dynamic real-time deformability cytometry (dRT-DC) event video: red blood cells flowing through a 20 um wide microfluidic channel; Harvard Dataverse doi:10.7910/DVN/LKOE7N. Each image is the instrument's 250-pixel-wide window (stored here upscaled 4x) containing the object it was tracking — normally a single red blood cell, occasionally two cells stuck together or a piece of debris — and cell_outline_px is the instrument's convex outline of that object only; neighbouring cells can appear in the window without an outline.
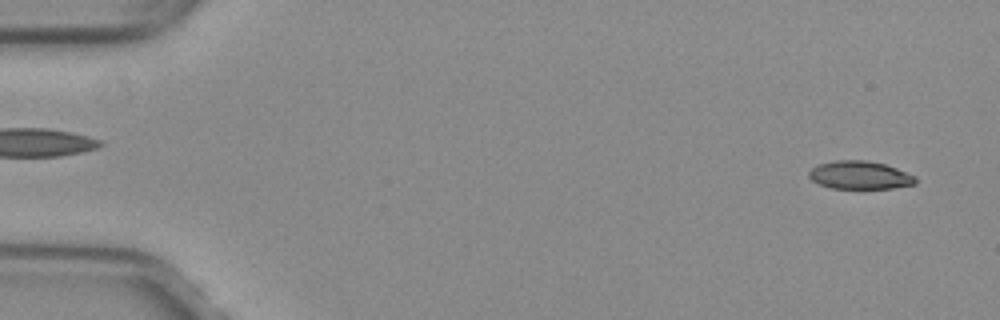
{"species": "common noctule bat (a hibernating species)", "species_latin": "Nyctalus noctula", "temperature_condition": "warm", "stored_images_in_passage": 51, "camera_frame_rate_fps": 3000, "um_per_image_px": 0.085, "animal": {"sex": "female", "body_mass_g": 29.2, "forearm_length_mm": 56.3}, "frame": {"image": 1, "passage_image": 2, "time_ms": 0.333, "image_size_px": [1000, 320], "cell_outline_px": [[916, 184], [892, 188], [832, 188], [820, 184], [812, 180], [808, 176], [808, 172], [812, 168], [820, 164], [836, 160], [868, 160], [884, 164], [896, 168], [916, 176]], "centroid_in_image_um": [73.1, 14.88], "position_along_channel_um": 11.9, "area_um2": 17.34}}
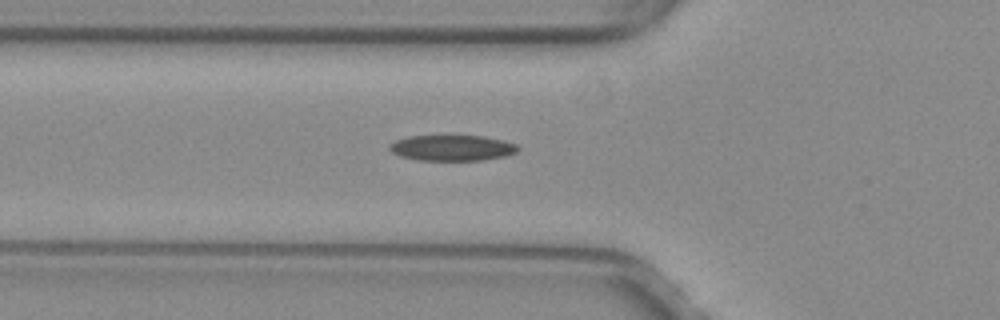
{"frame": {"image": 2, "passage_image": 18, "time_ms": 5.667, "image_size_px": [1000, 320], "cell_outline_px": [[520, 148], [516, 152], [504, 156], [484, 160], [416, 160], [400, 156], [392, 152], [388, 148], [388, 144], [396, 140], [408, 136], [484, 136], [504, 140], [516, 144]], "centroid_in_image_um": [38.41, 12.57], "position_along_channel_um": 87.4, "area_um2": 19.31}}
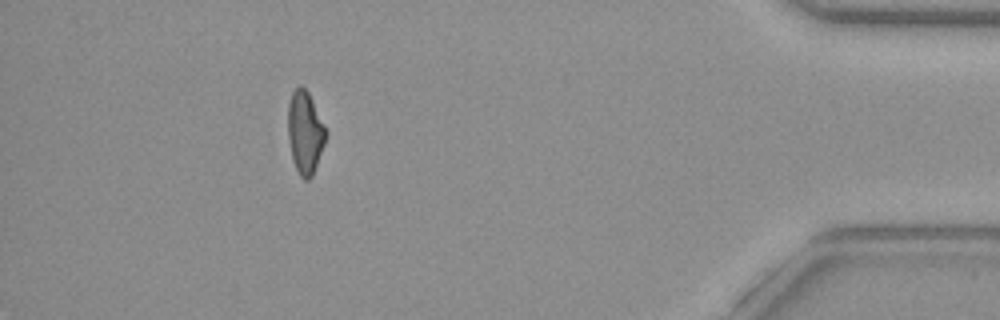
{"frame": {"image": 3, "passage_image": 46, "time_ms": 15.0, "image_size_px": [1000, 320], "cell_outline_px": [[328, 136], [312, 176], [308, 180], [304, 180], [300, 176], [292, 160], [288, 136], [288, 104], [292, 92], [300, 84], [308, 92], [328, 132]], "centroid_in_image_um": [25.94, 11.27], "position_along_channel_um": 409.3, "area_um2": 18.32}, "authors_computed_cell_mechanics": {"area_um2": 18.9584, "velocity_mm_per_s": 4.0442, "shape_relaxation_time_tau1_ms": null, "shape_relaxation_time_tau2_ms": 6.2885, "deformation_change_tau1": null, "deformation_change_tau2": 0.1568}}